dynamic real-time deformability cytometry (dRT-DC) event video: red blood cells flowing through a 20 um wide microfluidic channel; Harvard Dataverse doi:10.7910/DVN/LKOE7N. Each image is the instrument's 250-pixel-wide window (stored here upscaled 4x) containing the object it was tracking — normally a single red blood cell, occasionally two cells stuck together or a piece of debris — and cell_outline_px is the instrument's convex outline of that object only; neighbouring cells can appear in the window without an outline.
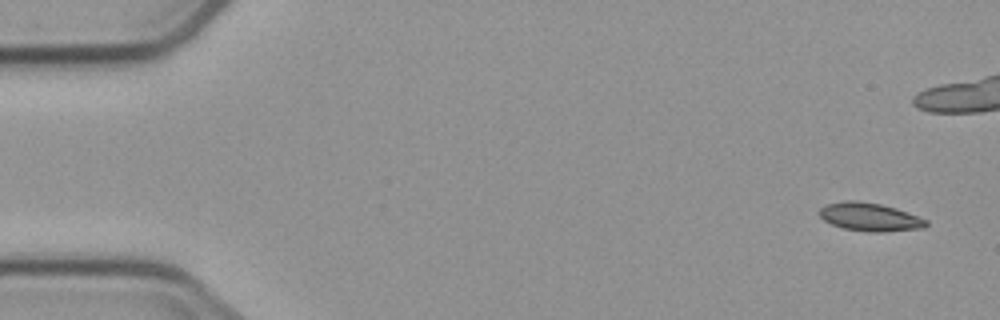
{"species": "common noctule bat (a hibernating species)", "species_latin": "Nyctalus noctula", "temperature_condition": "cold", "stored_images_in_passage": 5, "camera_frame_rate_fps": 3000, "um_per_image_px": 0.085, "animal": {"sex": "male", "body_mass_g": 23.1, "forearm_length_mm": 52.7}, "frame": {"image": 1, "passage_image": 1, "time_ms": 0.0, "image_size_px": [1000, 320], "cell_outline_px": [[928, 224], [924, 228], [884, 232], [868, 232], [844, 228], [832, 224], [824, 220], [820, 216], [820, 208], [824, 204], [844, 200], [856, 200], [880, 204], [896, 208], [928, 220]], "centroid_in_image_um": [73.93, 18.44], "position_along_channel_um": 11.1, "area_um2": 17.63}}